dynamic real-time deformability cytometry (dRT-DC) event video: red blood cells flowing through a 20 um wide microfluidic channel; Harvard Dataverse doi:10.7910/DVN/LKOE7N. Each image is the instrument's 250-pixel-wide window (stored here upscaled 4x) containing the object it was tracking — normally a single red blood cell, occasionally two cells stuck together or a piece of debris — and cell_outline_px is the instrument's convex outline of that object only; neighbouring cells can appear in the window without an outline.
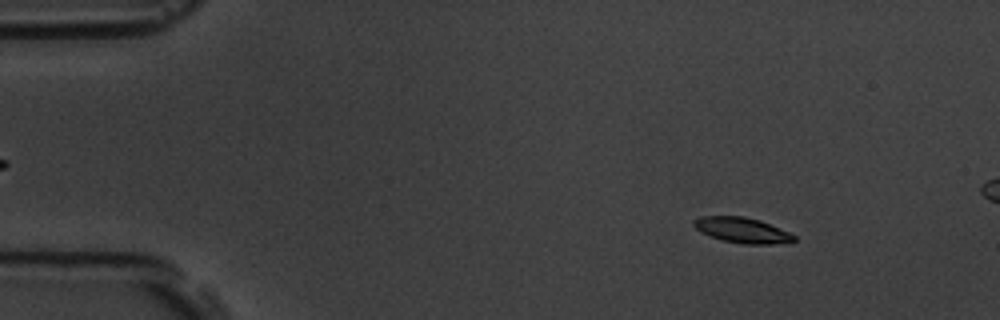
{"species": "common noctule bat (a hibernating species)", "species_latin": "Nyctalus noctula", "temperature_condition": "room temperature", "stored_images_in_passage": 5, "camera_frame_rate_fps": 3000, "um_per_image_px": 0.085, "animal": {"sex": "male", "body_mass_g": 19.5, "forearm_length_mm": 54.6}, "frame": {"image": 1, "passage_image": 2, "time_ms": 1.333, "image_size_px": [1000, 320], "cell_outline_px": [[796, 240], [772, 244], [744, 244], [720, 240], [700, 232], [692, 224], [692, 220], [700, 216], [744, 216], [760, 220], [788, 232], [796, 236]], "centroid_in_image_um": [63.03, 19.56], "position_along_channel_um": 22.0, "area_um2": 14.85}}